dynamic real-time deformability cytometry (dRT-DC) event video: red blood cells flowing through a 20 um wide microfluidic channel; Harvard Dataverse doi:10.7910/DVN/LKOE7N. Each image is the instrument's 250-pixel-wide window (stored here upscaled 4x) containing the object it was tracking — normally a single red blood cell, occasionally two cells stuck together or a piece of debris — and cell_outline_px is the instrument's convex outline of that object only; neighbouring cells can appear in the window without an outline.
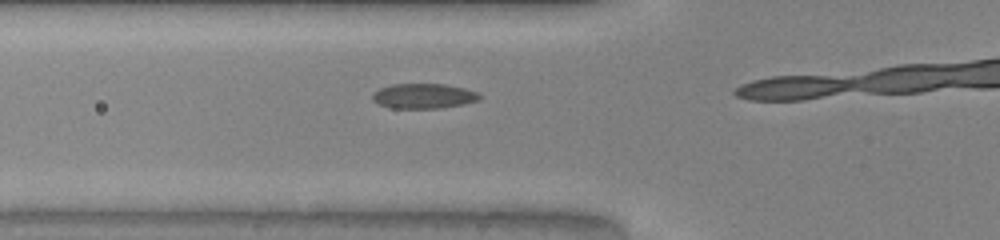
{"species": "common noctule bat (a hibernating species)", "species_latin": "Nyctalus noctula", "temperature_condition": "warm", "stored_images_in_passage": 17, "camera_frame_rate_fps": 3000, "um_per_image_px": 0.085, "animal": {"sex": "male", "body_mass_g": 20.0, "forearm_length_mm": 53.3}, "frame": {"image": 1, "passage_image": 14, "time_ms": 4.333, "image_size_px": [1000, 240], "cell_outline_px": [[480, 100], [464, 104], [440, 108], [392, 108], [380, 104], [372, 100], [372, 92], [380, 88], [392, 84], [444, 84], [464, 88], [476, 92], [480, 96]], "centroid_in_image_um": [35.99, 8.16], "position_along_channel_um": 89.8, "area_um2": 15.55}}